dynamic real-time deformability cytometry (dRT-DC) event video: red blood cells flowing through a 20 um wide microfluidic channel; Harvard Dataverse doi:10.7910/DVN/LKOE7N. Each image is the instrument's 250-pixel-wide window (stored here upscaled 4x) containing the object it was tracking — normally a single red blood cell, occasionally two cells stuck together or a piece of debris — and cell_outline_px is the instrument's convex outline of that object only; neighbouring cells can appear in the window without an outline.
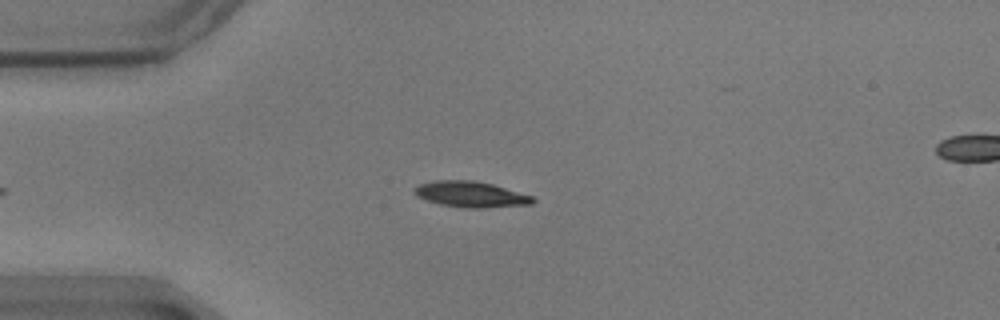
{"species": "common noctule bat (a hibernating species)", "species_latin": "Nyctalus noctula", "temperature_condition": "warm", "stored_images_in_passage": 45, "camera_frame_rate_fps": 3000, "um_per_image_px": 0.085, "animal": {"sex": "male", "body_mass_g": 17.9}, "frame": {"image": 1, "passage_image": 6, "time_ms": 1.667, "image_size_px": [1000, 320], "cell_outline_px": [[536, 200], [532, 204], [480, 208], [464, 208], [440, 204], [416, 196], [412, 192], [412, 188], [420, 184], [436, 180], [476, 180], [492, 184], [532, 196]], "centroid_in_image_um": [39.98, 16.51], "position_along_channel_um": 45.0, "area_um2": 17.8}}
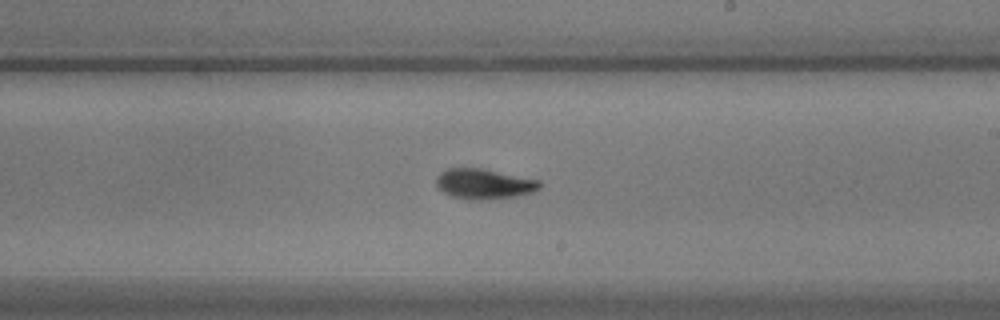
{"frame": {"image": 2, "passage_image": 25, "time_ms": 8.0, "image_size_px": [1000, 320], "cell_outline_px": [[540, 188], [532, 192], [516, 196], [480, 200], [468, 200], [452, 196], [436, 188], [436, 176], [440, 172], [448, 168], [480, 168], [540, 180]], "centroid_in_image_um": [41.1, 15.63], "position_along_channel_um": 247.9, "area_um2": 18.21}}
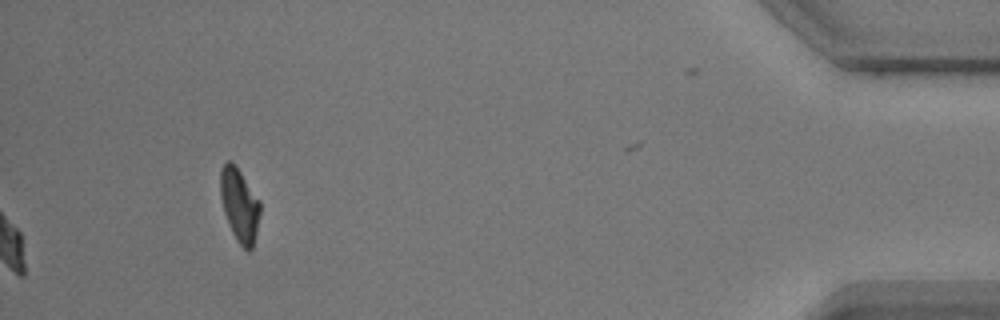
{"frame": {"image": 3, "passage_image": 45, "time_ms": 14.667, "image_size_px": [1000, 320], "cell_outline_px": [[260, 212], [256, 232], [252, 248], [248, 252], [236, 240], [228, 224], [224, 212], [220, 196], [220, 168], [228, 160], [232, 160], [236, 164], [260, 200]], "centroid_in_image_um": [20.34, 17.38], "position_along_channel_um": 414.9, "area_um2": 17.17}, "authors_computed_cell_mechanics": {"area_um2": 17.34, "velocity_mm_per_s": 3.4854, "shape_relaxation_time_tau1_ms": 4.5651, "shape_relaxation_time_tau2_ms": 2.955, "deformation_change_tau1": 0.1717, "deformation_change_tau2": 0.075}}